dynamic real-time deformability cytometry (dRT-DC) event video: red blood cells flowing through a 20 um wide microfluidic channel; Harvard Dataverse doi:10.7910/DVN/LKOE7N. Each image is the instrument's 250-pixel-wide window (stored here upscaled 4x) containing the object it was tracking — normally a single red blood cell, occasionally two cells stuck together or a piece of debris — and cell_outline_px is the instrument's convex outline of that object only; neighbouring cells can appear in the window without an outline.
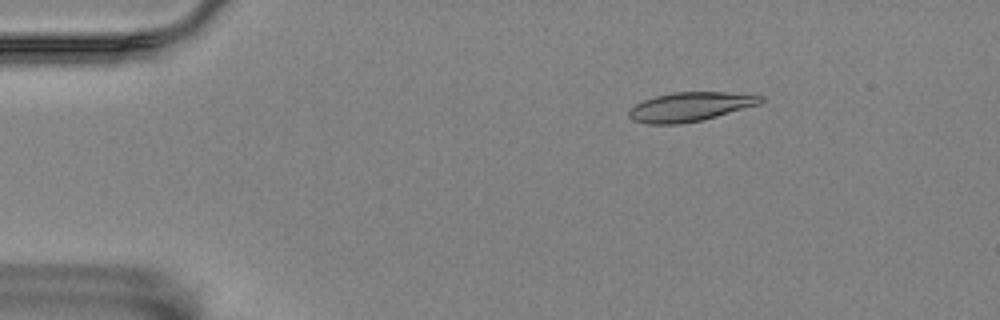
{"species": "Egyptian fruit bat (a non-hibernating species)", "species_latin": "Rousettus aegyptiacus", "temperature_condition": "room temperature", "stored_images_in_passage": 4, "camera_frame_rate_fps": 3000, "um_per_image_px": 0.085, "animal": {"sex": "female"}, "frame": {"image": 1, "passage_image": 2, "time_ms": 0.333, "image_size_px": [1000, 320], "cell_outline_px": [[764, 100], [760, 104], [704, 120], [680, 124], [648, 124], [632, 120], [628, 116], [628, 112], [636, 104], [644, 100], [656, 96], [672, 92], [724, 92], [764, 96]], "centroid_in_image_um": [58.67, 9.08], "position_along_channel_um": 26.3, "area_um2": 22.37}}